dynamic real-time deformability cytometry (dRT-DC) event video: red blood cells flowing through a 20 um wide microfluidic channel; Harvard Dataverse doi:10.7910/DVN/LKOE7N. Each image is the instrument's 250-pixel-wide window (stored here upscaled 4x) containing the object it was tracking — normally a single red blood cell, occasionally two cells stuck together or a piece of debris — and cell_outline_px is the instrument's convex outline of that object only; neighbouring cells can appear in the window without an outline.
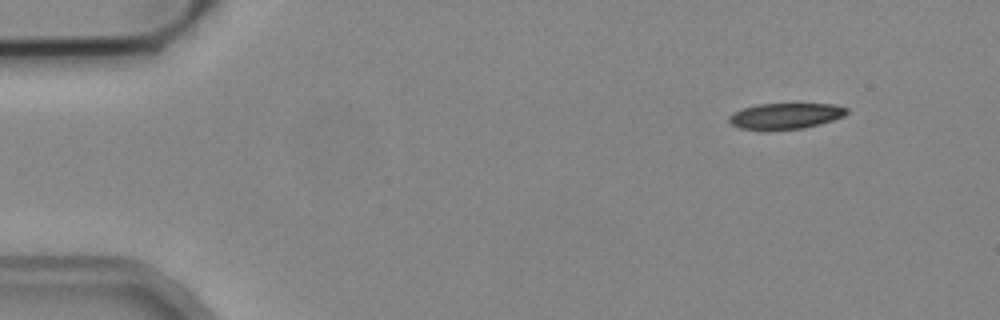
{"species": "common noctule bat (a hibernating species)", "species_latin": "Nyctalus noctula", "temperature_condition": "cold", "stored_images_in_passage": 3, "camera_frame_rate_fps": 3000, "um_per_image_px": 0.085, "animal": {"sex": "male", "body_mass_g": 19.2, "forearm_length_mm": 51.8}, "frame": {"image": 1, "passage_image": 3, "time_ms": 0.667, "image_size_px": [1000, 320], "cell_outline_px": [[848, 112], [844, 116], [820, 124], [804, 128], [740, 128], [732, 124], [728, 120], [728, 116], [744, 108], [760, 104], [832, 104], [848, 108]], "centroid_in_image_um": [66.82, 9.83], "position_along_channel_um": 18.2, "area_um2": 17.11}}